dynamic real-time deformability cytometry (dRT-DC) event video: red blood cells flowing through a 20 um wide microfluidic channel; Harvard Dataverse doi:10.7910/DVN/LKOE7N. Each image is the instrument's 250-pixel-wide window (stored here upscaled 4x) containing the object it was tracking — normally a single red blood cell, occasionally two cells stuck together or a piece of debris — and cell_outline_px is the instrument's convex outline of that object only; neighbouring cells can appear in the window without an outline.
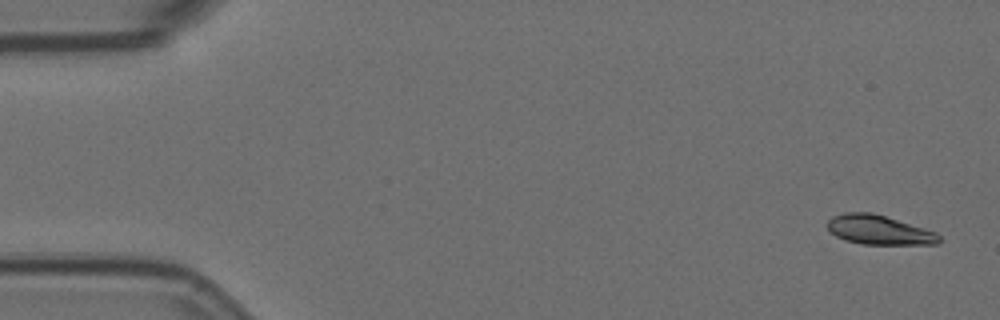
{"species": "Egyptian fruit bat (a non-hibernating species)", "species_latin": "Rousettus aegyptiacus", "temperature_condition": "room temperature", "stored_images_in_passage": 5, "camera_frame_rate_fps": 3000, "um_per_image_px": 0.085, "animal": {"sex": "female"}, "frame": {"image": 1, "passage_image": 1, "time_ms": 0.0, "image_size_px": [1000, 320], "cell_outline_px": [[940, 244], [860, 244], [844, 240], [836, 236], [828, 228], [828, 220], [832, 216], [844, 212], [872, 212], [936, 232], [940, 236]], "centroid_in_image_um": [74.7, 19.54], "position_along_channel_um": 10.3, "area_um2": 19.02}}
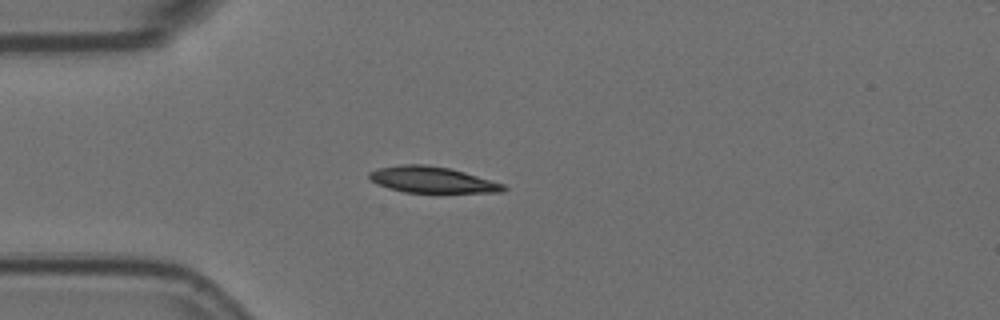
{"frame": {"image": 2, "passage_image": 5, "time_ms": 1.333, "image_size_px": [1000, 320], "cell_outline_px": [[508, 188], [504, 192], [404, 192], [388, 188], [376, 184], [368, 176], [368, 172], [376, 168], [400, 164], [424, 164], [448, 168], [464, 172], [504, 184]], "centroid_in_image_um": [36.68, 15.27], "position_along_channel_um": 48.3, "area_um2": 20.4}}